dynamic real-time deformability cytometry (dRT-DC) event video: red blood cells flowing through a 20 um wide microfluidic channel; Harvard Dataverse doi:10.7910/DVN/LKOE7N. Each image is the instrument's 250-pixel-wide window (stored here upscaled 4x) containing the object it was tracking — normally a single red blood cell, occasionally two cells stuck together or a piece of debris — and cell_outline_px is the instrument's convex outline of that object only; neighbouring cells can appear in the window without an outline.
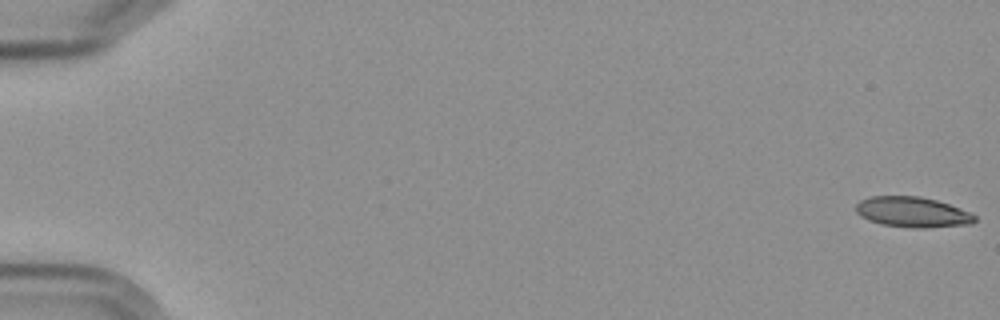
{"species": "Egyptian fruit bat (a non-hibernating species)", "species_latin": "Rousettus aegyptiacus", "temperature_condition": "cold", "stored_images_in_passage": 5, "camera_frame_rate_fps": 3000, "um_per_image_px": 0.085, "frame": {"image": 1, "passage_image": 1, "time_ms": 0.0, "image_size_px": [1000, 320], "cell_outline_px": [[976, 220], [972, 224], [924, 228], [912, 228], [880, 224], [868, 220], [860, 216], [856, 212], [856, 204], [860, 200], [872, 196], [920, 196], [936, 200], [948, 204], [968, 212], [976, 216]], "centroid_in_image_um": [77.53, 18.03], "position_along_channel_um": 7.5, "area_um2": 21.04}}
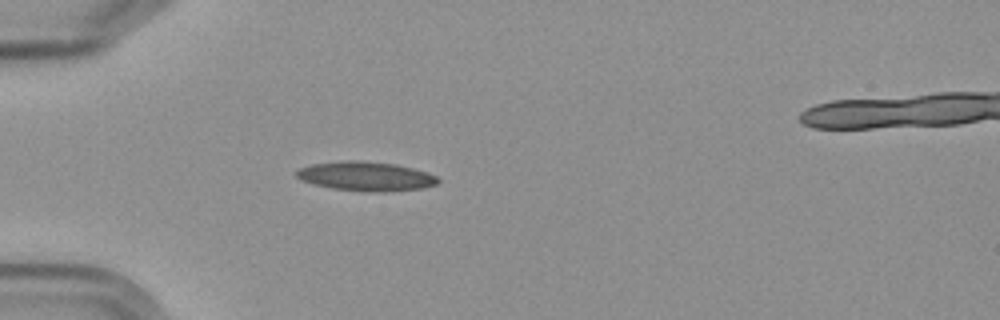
{"frame": {"image": 2, "passage_image": 5, "time_ms": 5.667, "image_size_px": [1000, 320], "cell_outline_px": [[440, 180], [436, 184], [420, 188], [384, 192], [368, 192], [332, 188], [312, 184], [300, 180], [292, 172], [300, 168], [312, 164], [344, 160], [356, 160], [396, 164], [428, 172], [436, 176]], "centroid_in_image_um": [31.05, 14.98], "position_along_channel_um": 53.9, "area_um2": 24.22}}